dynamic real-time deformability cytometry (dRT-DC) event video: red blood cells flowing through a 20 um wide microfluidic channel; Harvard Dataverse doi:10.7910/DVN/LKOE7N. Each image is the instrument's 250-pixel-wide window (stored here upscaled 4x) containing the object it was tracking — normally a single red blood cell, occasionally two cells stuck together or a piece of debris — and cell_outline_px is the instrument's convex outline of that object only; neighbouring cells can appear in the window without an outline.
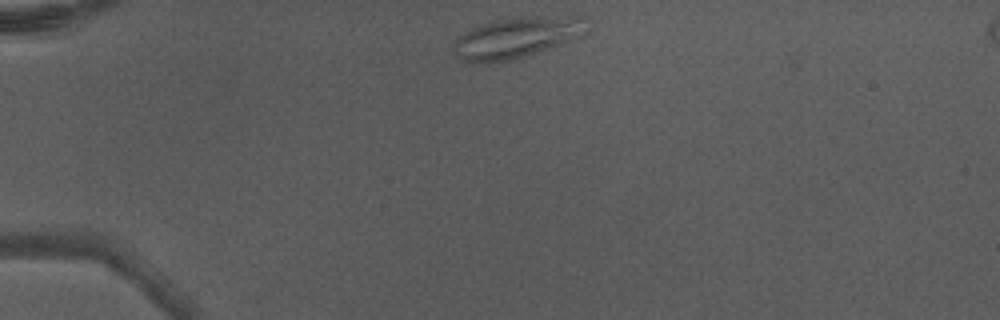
{"species": "Egyptian fruit bat (a non-hibernating species)", "species_latin": "Rousettus aegyptiacus", "temperature_condition": "warm", "stored_images_in_passage": 37, "camera_frame_rate_fps": 3000, "um_per_image_px": 0.085, "animal": {"sex": "male"}, "frame": {"image": 1, "passage_image": 1, "time_ms": 0.0, "image_size_px": [1000, 320], "cell_outline_px": [[588, 16], [576, 36], [568, 40], [536, 52], [524, 56], [492, 64], [464, 64], [452, 52], [452, 44], [464, 32], [480, 24], [492, 20], [532, 16]], "centroid_in_image_um": [43.71, 3.22], "position_along_channel_um": 41.3, "area_um2": 31.5}, "authors_computed_cell_mechanics": {"area_um2": 20.6924, "velocity_mm_per_s": 4.3225, "shape_relaxation_time_tau1_ms": null, "shape_relaxation_time_tau2_ms": 1.4093, "deformation_change_tau1": null, "deformation_change_tau2": 0.0478}}